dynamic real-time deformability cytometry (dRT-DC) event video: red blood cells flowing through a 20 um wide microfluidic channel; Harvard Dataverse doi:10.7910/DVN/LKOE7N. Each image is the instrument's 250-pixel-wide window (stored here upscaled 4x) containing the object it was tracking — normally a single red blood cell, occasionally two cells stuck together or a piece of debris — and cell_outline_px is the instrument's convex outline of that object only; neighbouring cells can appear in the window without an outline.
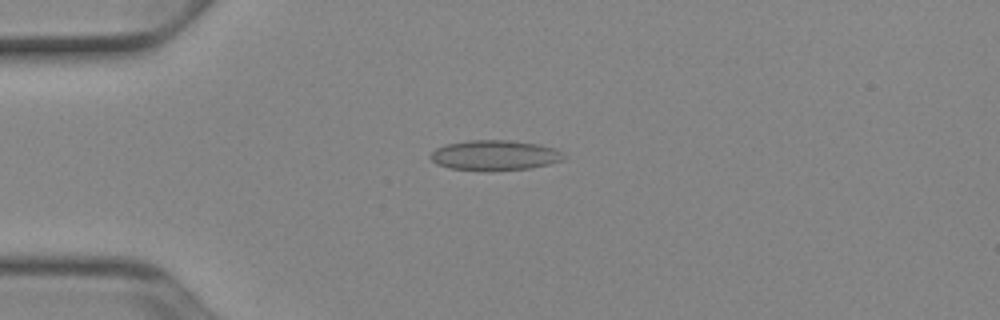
{"species": "Egyptian fruit bat (a non-hibernating species)", "species_latin": "Rousettus aegyptiacus", "temperature_condition": "cold", "stored_images_in_passage": 52, "camera_frame_rate_fps": 3000, "um_per_image_px": 0.085, "animal": {"sex": "female"}, "frame": {"image": 1, "passage_image": 13, "time_ms": 4.0, "image_size_px": [1000, 320], "cell_outline_px": [[568, 156], [564, 160], [532, 168], [488, 172], [480, 172], [448, 168], [436, 164], [428, 156], [436, 148], [444, 144], [468, 140], [508, 140], [540, 144], [556, 148], [564, 152]], "centroid_in_image_um": [42.07, 13.22], "position_along_channel_um": 42.9, "area_um2": 24.28}}
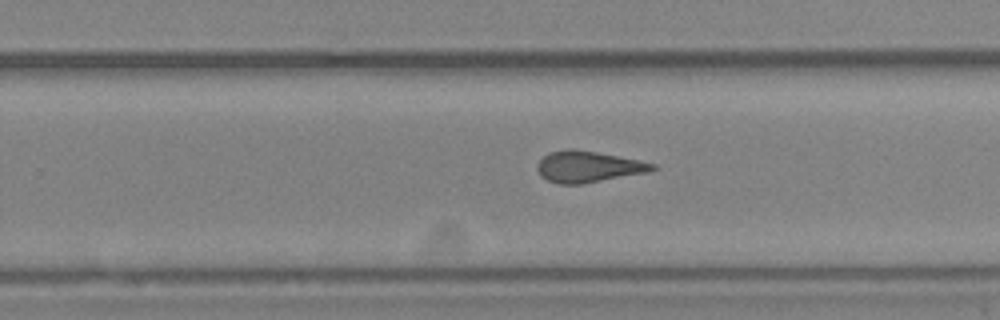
{"frame": {"image": 2, "passage_image": 33, "time_ms": 10.667, "image_size_px": [1000, 320], "cell_outline_px": [[660, 168], [648, 172], [584, 184], [560, 184], [548, 180], [540, 176], [536, 168], [536, 164], [548, 152], [568, 148], [572, 148], [596, 152], [656, 164]], "centroid_in_image_um": [49.97, 14.17], "position_along_channel_um": 279.8, "area_um2": 21.04}}
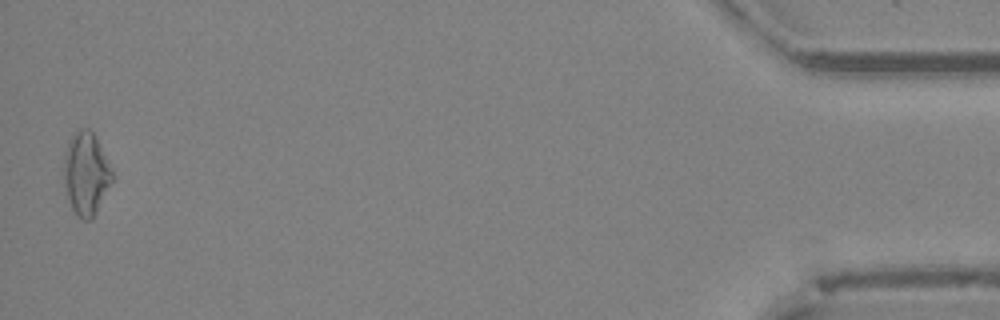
{"frame": {"image": 3, "passage_image": 51, "time_ms": 16.667, "image_size_px": [1000, 320], "cell_outline_px": [[112, 180], [92, 216], [88, 220], [84, 220], [76, 216], [68, 200], [64, 184], [64, 152], [68, 140], [80, 128], [88, 128], [92, 132], [112, 168]], "centroid_in_image_um": [7.27, 14.73], "position_along_channel_um": 427.9, "area_um2": 22.77}, "authors_computed_cell_mechanics": {"area_um2": 21.4149, "velocity_mm_per_s": 3.9125, "shape_relaxation_time_tau1_ms": null, "shape_relaxation_time_tau2_ms": 2.313, "deformation_change_tau1": null, "deformation_change_tau2": 0.0953}}